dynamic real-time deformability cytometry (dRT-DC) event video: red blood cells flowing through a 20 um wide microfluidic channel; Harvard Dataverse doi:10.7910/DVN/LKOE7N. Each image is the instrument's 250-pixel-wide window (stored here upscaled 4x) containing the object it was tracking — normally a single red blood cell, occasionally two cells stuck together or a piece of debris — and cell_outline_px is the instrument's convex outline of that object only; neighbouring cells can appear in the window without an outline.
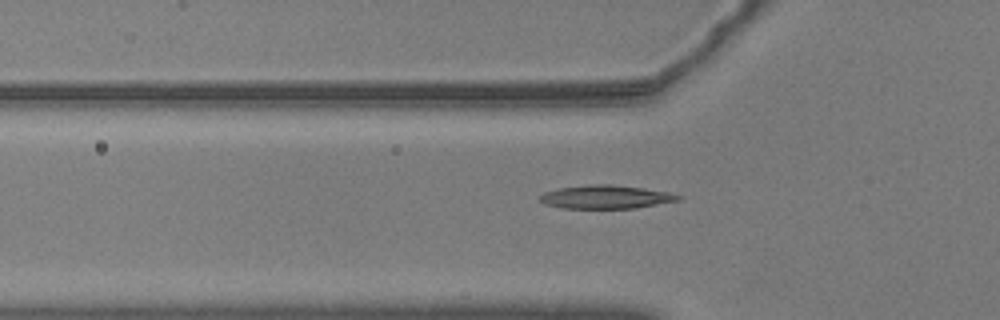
{"species": "common noctule bat (a hibernating species)", "species_latin": "Nyctalus noctula", "temperature_condition": "warm", "stored_images_in_passage": 54, "camera_frame_rate_fps": 3000, "um_per_image_px": 0.085, "animal": {"sex": "male", "body_mass_g": 20.5, "forearm_length_mm": 52.5}, "frame": {"image": 1, "passage_image": 19, "time_ms": 6.0, "image_size_px": [1000, 320], "cell_outline_px": [[684, 196], [680, 200], [636, 208], [560, 208], [544, 204], [540, 200], [540, 196], [544, 192], [560, 188], [588, 184], [612, 184], [644, 188], [668, 192]], "centroid_in_image_um": [51.51, 16.74], "position_along_channel_um": 74.3, "area_um2": 18.96}}
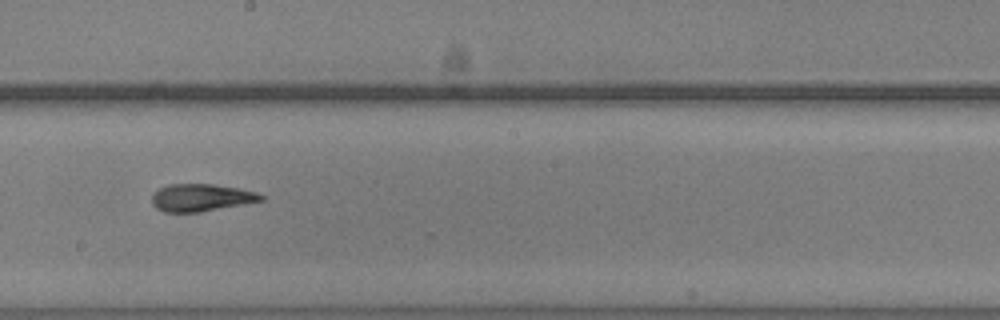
{"frame": {"image": 2, "passage_image": 32, "time_ms": 10.333, "image_size_px": [1000, 320], "cell_outline_px": [[264, 200], [200, 212], [164, 212], [156, 208], [152, 204], [152, 196], [160, 188], [168, 184], [212, 184], [240, 188], [256, 192], [264, 196]], "centroid_in_image_um": [17.1, 16.79], "position_along_channel_um": 231.1, "area_um2": 17.34}}
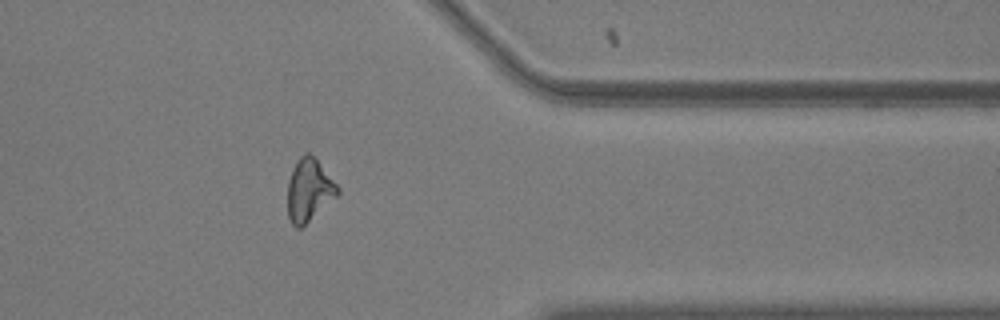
{"frame": {"image": 3, "passage_image": 46, "time_ms": 15.0, "image_size_px": [1000, 320], "cell_outline_px": [[340, 192], [336, 196], [300, 228], [296, 228], [292, 224], [288, 216], [288, 180], [296, 160], [304, 152], [308, 152], [316, 160], [340, 188]], "centroid_in_image_um": [26.24, 16.14], "position_along_channel_um": 385.2, "area_um2": 17.8}}